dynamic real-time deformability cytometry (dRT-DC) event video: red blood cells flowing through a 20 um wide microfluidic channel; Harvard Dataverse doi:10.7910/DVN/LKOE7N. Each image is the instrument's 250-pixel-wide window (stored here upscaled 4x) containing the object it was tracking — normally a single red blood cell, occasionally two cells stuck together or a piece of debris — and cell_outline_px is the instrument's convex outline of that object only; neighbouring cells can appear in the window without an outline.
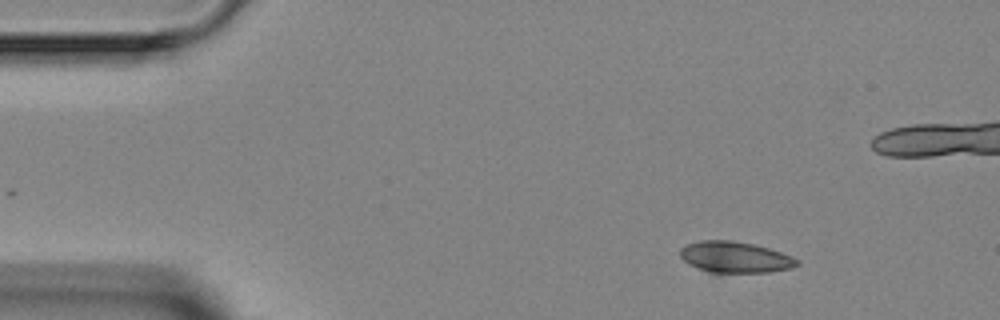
{"species": "Egyptian fruit bat (a non-hibernating species)", "species_latin": "Rousettus aegyptiacus", "temperature_condition": "room temperature", "stored_images_in_passage": 10, "camera_frame_rate_fps": 3000, "um_per_image_px": 0.085, "animal": {"sex": "female"}, "frame": {"image": 1, "passage_image": 1, "time_ms": 0.0, "image_size_px": [1000, 320], "cell_outline_px": [[800, 264], [792, 268], [768, 272], [716, 276], [696, 268], [688, 264], [680, 256], [680, 248], [688, 244], [700, 240], [732, 240], [752, 244], [768, 248], [792, 256], [800, 260]], "centroid_in_image_um": [62.46, 21.92], "position_along_channel_um": 22.5, "area_um2": 22.14}}
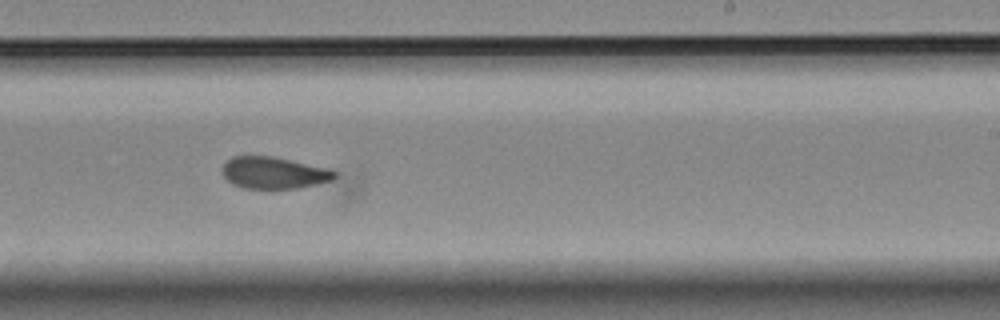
{"frame": {"image": 2, "passage_image": 9, "time_ms": 10.667, "image_size_px": [1000, 320], "cell_outline_px": [[364, 188], [360, 196], [356, 200], [344, 204], [244, 188], [232, 184], [224, 176], [220, 168], [232, 156], [272, 156], [328, 168], [360, 180]], "centroid_in_image_um": [24.79, 15.19], "position_along_channel_um": 264.2, "area_um2": 31.67}}